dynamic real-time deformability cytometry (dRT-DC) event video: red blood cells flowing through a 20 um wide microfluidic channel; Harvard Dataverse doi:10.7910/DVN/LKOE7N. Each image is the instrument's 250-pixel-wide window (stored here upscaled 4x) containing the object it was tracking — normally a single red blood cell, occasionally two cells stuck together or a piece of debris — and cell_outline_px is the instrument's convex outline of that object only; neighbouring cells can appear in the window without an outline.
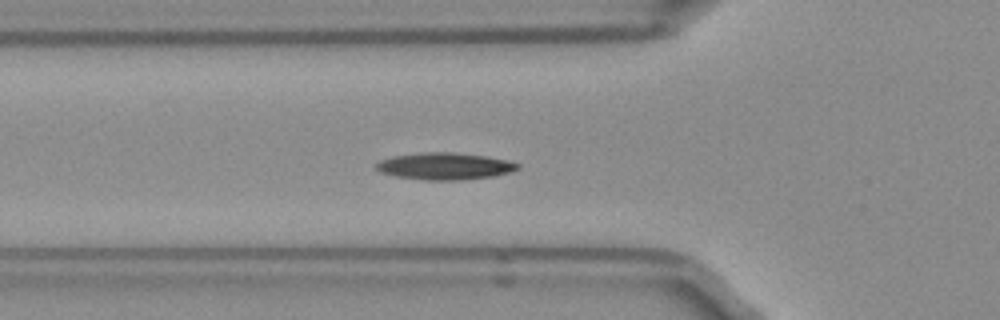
{"species": "Egyptian fruit bat (a non-hibernating species)", "species_latin": "Rousettus aegyptiacus", "temperature_condition": "room temperature", "stored_images_in_passage": 36, "camera_frame_rate_fps": 3000, "um_per_image_px": 0.085, "frame": {"image": 1, "passage_image": 11, "time_ms": 3.333, "image_size_px": [1000, 320], "cell_outline_px": [[520, 168], [508, 172], [492, 176], [464, 180], [424, 180], [396, 176], [380, 172], [376, 168], [376, 164], [380, 160], [392, 156], [428, 152], [452, 152], [484, 156], [504, 160], [520, 164]], "centroid_in_image_um": [37.77, 14.13], "position_along_channel_um": 88.0, "area_um2": 21.96}, "authors_computed_cell_mechanics": {"area_um2": 20.6635, "velocity_mm_per_s": 3.9268, "shape_relaxation_time_tau1_ms": 8.8646, "shape_relaxation_time_tau2_ms": 5.8832, "deformation_change_tau1": 0.1708, "deformation_change_tau2": 0.1305}}